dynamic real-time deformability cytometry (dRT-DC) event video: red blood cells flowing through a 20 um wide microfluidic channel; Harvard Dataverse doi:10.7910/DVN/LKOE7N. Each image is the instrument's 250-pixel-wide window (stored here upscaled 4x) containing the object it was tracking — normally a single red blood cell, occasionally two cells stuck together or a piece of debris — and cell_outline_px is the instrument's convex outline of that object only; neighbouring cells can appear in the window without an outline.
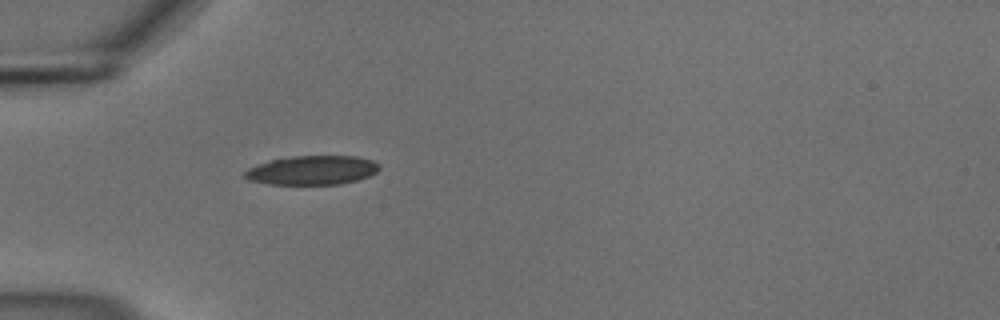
{"species": "common noctule bat (a hibernating species)", "species_latin": "Nyctalus noctula", "temperature_condition": "cold", "stored_images_in_passage": 4, "camera_frame_rate_fps": 3000, "um_per_image_px": 0.085, "animal": {"sex": "male", "body_mass_g": 18.8}, "frame": {"image": 1, "passage_image": 1, "time_ms": 0.0, "image_size_px": [1000, 320], "cell_outline_px": [[380, 168], [376, 172], [368, 176], [356, 180], [340, 184], [268, 184], [248, 180], [244, 176], [244, 172], [248, 168], [256, 164], [272, 160], [292, 156], [356, 156], [372, 160], [380, 164]], "centroid_in_image_um": [26.52, 14.46], "position_along_channel_um": 58.5, "area_um2": 22.77}}